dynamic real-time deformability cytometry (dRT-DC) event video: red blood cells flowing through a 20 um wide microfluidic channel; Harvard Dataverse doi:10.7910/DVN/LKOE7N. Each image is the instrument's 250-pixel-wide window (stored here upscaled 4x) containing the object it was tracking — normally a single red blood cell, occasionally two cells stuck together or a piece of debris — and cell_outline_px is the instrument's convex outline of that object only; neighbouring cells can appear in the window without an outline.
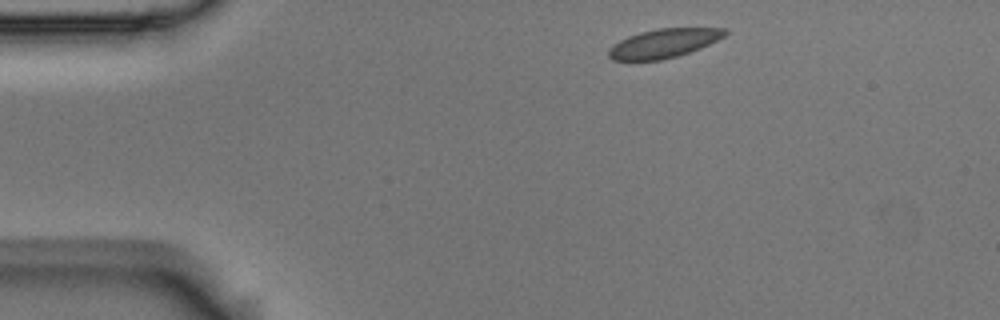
{"species": "Egyptian fruit bat (a non-hibernating species)", "species_latin": "Rousettus aegyptiacus", "temperature_condition": "room temperature", "stored_images_in_passage": 3, "camera_frame_rate_fps": 3000, "um_per_image_px": 0.085, "animal": {"sex": "male"}, "frame": {"image": 1, "passage_image": 1, "time_ms": 0.0, "image_size_px": [1000, 320], "cell_outline_px": [[732, 32], [700, 48], [676, 56], [660, 60], [612, 60], [608, 56], [608, 48], [612, 44], [628, 36], [640, 32], [656, 28], [728, 28]], "centroid_in_image_um": [56.41, 3.66], "position_along_channel_um": 28.6, "area_um2": 19.65}}
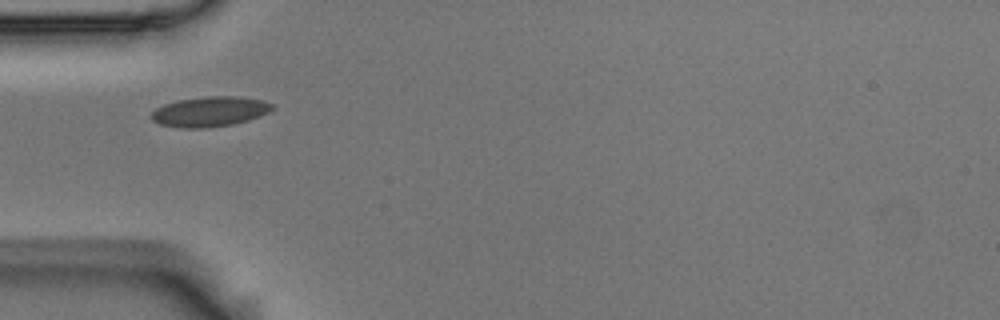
{"frame": {"image": 2, "passage_image": 3, "time_ms": 0.667, "image_size_px": [1000, 320], "cell_outline_px": [[276, 104], [268, 112], [260, 116], [248, 120], [232, 124], [204, 128], [180, 128], [160, 124], [152, 120], [148, 116], [156, 108], [164, 104], [176, 100], [208, 96], [240, 96], [264, 100]], "centroid_in_image_um": [17.83, 9.47], "position_along_channel_um": 67.2, "area_um2": 21.39}}